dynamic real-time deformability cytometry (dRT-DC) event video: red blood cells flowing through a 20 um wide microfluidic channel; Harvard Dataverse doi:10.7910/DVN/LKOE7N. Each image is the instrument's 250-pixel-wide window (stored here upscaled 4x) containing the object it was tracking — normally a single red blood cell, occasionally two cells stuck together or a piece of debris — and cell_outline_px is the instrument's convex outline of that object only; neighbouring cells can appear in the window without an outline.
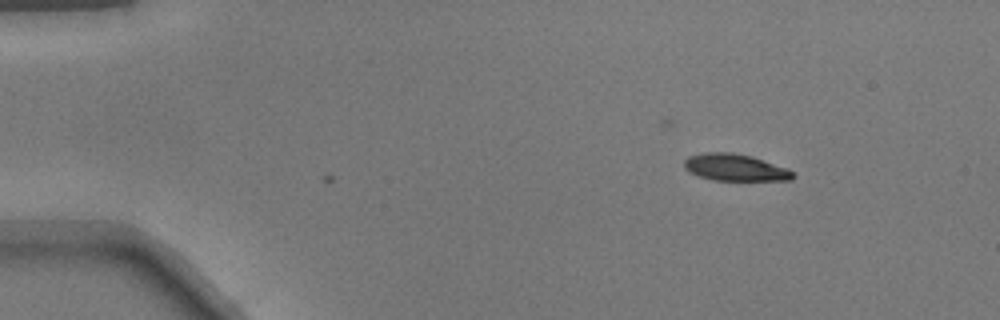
{"species": "common noctule bat (a hibernating species)", "species_latin": "Nyctalus noctula", "temperature_condition": "warm", "stored_images_in_passage": 4, "camera_frame_rate_fps": 3000, "um_per_image_px": 0.085, "animal": {"sex": "male", "body_mass_g": 17.9}, "frame": {"image": 1, "passage_image": 4, "time_ms": 1.0, "image_size_px": [1000, 320], "cell_outline_px": [[796, 176], [792, 180], [712, 180], [688, 172], [684, 168], [684, 160], [688, 156], [704, 152], [732, 152], [752, 156], [788, 168]], "centroid_in_image_um": [62.47, 14.23], "position_along_channel_um": 22.5, "area_um2": 17.17}}